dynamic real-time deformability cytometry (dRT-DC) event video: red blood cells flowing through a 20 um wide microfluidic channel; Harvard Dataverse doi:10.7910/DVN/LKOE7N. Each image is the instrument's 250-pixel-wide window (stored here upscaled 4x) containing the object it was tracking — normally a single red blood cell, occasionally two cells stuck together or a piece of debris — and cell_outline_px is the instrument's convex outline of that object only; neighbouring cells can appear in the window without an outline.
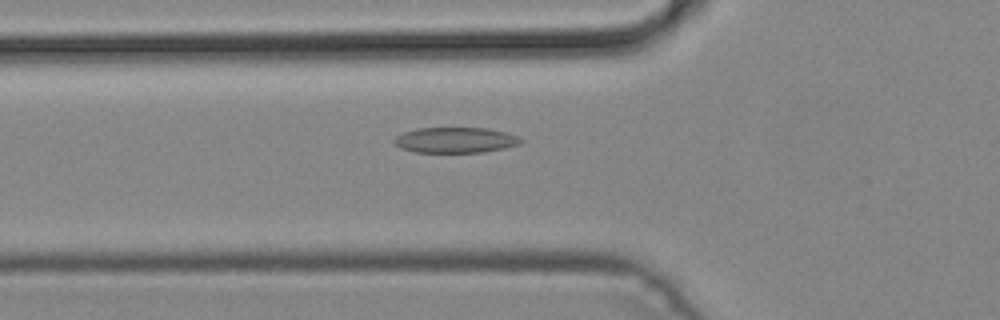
{"species": "common noctule bat (a hibernating species)", "species_latin": "Nyctalus noctula", "temperature_condition": "cold", "stored_images_in_passage": 34, "camera_frame_rate_fps": 3000, "um_per_image_px": 0.085, "animal": {"sex": "male", "body_mass_g": 19.2, "forearm_length_mm": 51.8}, "frame": {"image": 1, "passage_image": 4, "time_ms": 1.0, "image_size_px": [1000, 320], "cell_outline_px": [[524, 140], [520, 144], [504, 148], [484, 152], [416, 152], [400, 148], [392, 140], [396, 136], [404, 132], [416, 128], [488, 128], [504, 132], [516, 136]], "centroid_in_image_um": [38.69, 11.9], "position_along_channel_um": 87.1, "area_um2": 18.79}}
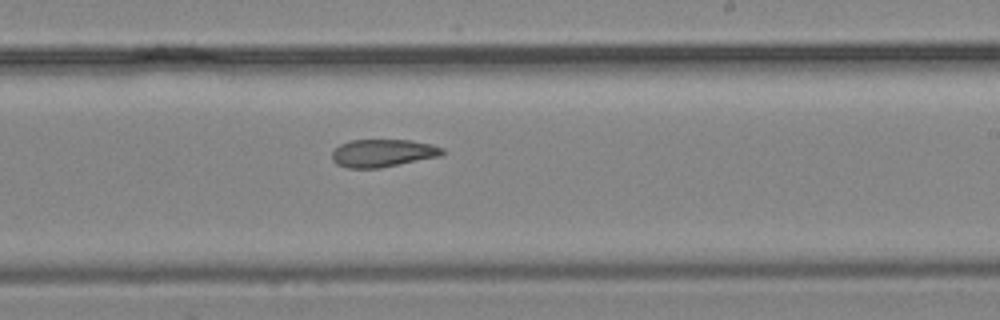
{"frame": {"image": 2, "passage_image": 16, "time_ms": 5.0, "image_size_px": [1000, 320], "cell_outline_px": [[444, 152], [440, 156], [380, 168], [348, 168], [336, 164], [332, 160], [332, 152], [340, 144], [352, 140], [412, 140], [432, 144], [444, 148]], "centroid_in_image_um": [32.54, 13.01], "position_along_channel_um": 256.5, "area_um2": 17.86}}
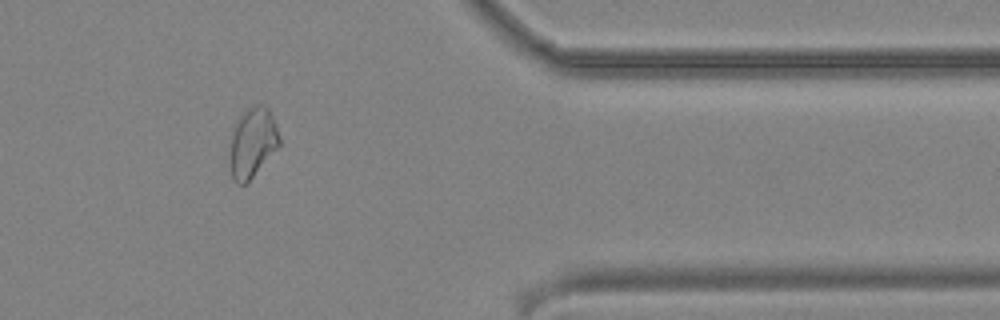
{"frame": {"image": 3, "passage_image": 27, "time_ms": 8.667, "image_size_px": [1000, 320], "cell_outline_px": [[280, 144], [252, 176], [244, 184], [236, 184], [232, 180], [228, 156], [228, 152], [232, 128], [236, 120], [244, 108], [256, 104], [260, 104], [268, 108], [276, 124], [280, 136]], "centroid_in_image_um": [21.4, 12.08], "position_along_channel_um": 390.0, "area_um2": 20.52}}